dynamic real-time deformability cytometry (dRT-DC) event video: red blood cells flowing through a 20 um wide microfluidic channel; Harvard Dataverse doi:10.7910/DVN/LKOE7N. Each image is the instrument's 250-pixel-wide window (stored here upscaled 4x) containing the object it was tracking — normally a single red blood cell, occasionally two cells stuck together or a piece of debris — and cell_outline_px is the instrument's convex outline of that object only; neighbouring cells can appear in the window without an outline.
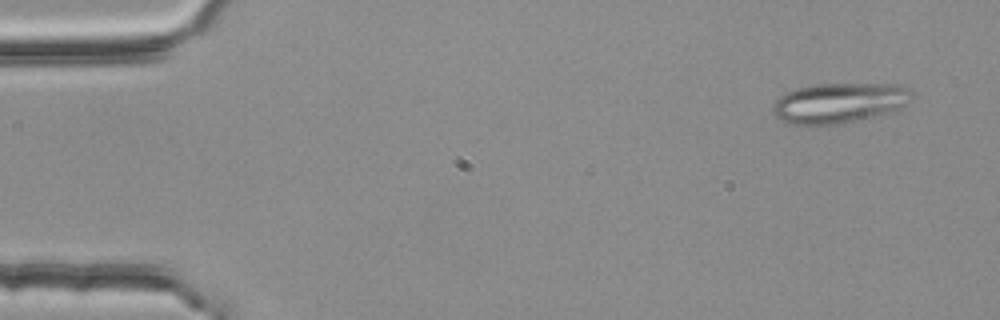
{"species": "common noctule bat (a hibernating species)", "species_latin": "Nyctalus noctula", "temperature_condition": "room temperature", "stored_images_in_passage": 4, "camera_frame_rate_fps": 3000, "um_per_image_px": 0.085, "animal": {"sex": "female", "body_mass_g": 25.1}, "frame": {"image": 1, "passage_image": 1, "time_ms": 0.0, "image_size_px": [1000, 320], "cell_outline_px": [[916, 96], [908, 104], [900, 108], [888, 112], [856, 120], [836, 124], [788, 124], [780, 120], [772, 112], [772, 108], [776, 100], [780, 96], [796, 88], [812, 84], [900, 84], [908, 88]], "centroid_in_image_um": [71.36, 8.73], "position_along_channel_um": 13.6, "area_um2": 32.54}}
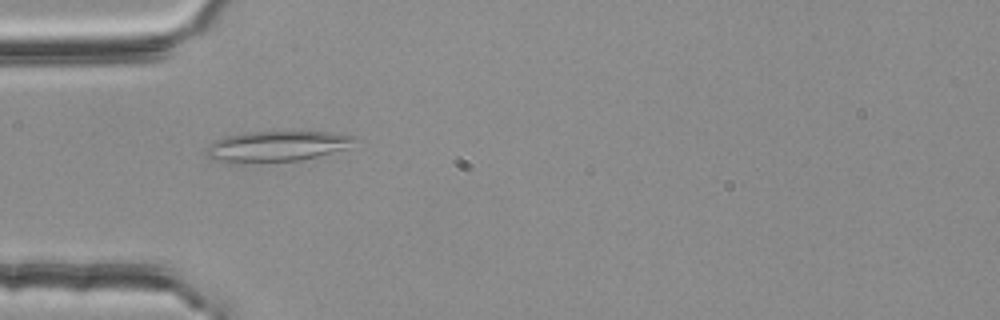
{"frame": {"image": 2, "passage_image": 4, "time_ms": 1.0, "image_size_px": [1000, 320], "cell_outline_px": [[352, 140], [344, 148], [316, 156], [300, 160], [232, 164], [216, 160], [208, 156], [204, 152], [208, 144], [216, 140], [228, 136], [248, 132], [328, 132], [352, 136]], "centroid_in_image_um": [23.35, 12.45], "position_along_channel_um": 61.6, "area_um2": 25.89}}